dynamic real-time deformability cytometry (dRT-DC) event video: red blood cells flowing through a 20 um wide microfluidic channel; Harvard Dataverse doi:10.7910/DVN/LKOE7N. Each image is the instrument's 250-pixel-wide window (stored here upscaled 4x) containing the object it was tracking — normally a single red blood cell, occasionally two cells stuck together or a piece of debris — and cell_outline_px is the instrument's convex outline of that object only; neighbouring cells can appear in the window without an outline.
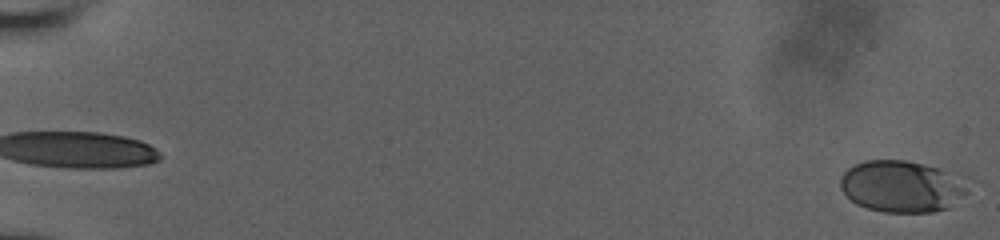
{"species": "human", "species_latin": "Homo sapiens", "temperature_condition": "room temperature", "stored_images_in_passage": 4, "segment_of_instrument_passage": [2, 2], "camera_frame_rate_fps": 3000, "um_per_image_px": 0.085, "donor": {"sex": "male"}, "frame": {"image": 1, "passage_image": 4, "time_ms": 1.0, "image_size_px": [1000, 240], "cell_outline_px": [[972, 184], [968, 192], [964, 196], [948, 208], [932, 212], [884, 212], [868, 208], [856, 204], [840, 188], [840, 176], [848, 168], [864, 160], [904, 160], [936, 168], [964, 176]], "centroid_in_image_um": [76.71, 15.84], "position_along_channel_um": 8.3, "area_um2": 38.73}}